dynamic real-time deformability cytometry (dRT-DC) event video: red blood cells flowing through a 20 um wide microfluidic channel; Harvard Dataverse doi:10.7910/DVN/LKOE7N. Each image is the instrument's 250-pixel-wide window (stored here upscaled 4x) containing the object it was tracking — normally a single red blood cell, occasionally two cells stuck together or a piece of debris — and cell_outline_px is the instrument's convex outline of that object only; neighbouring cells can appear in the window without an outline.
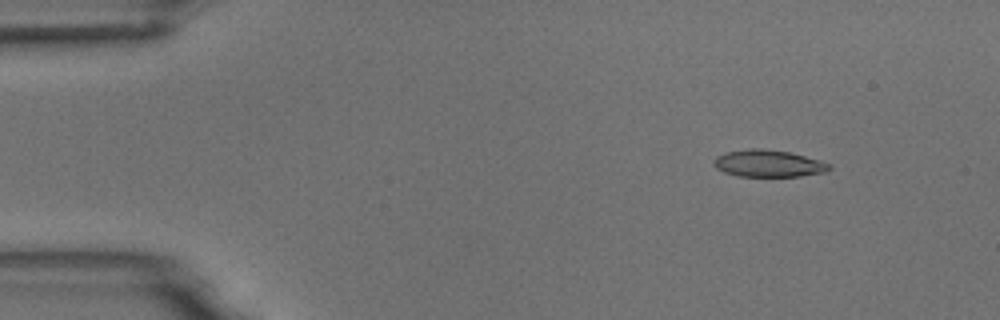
{"species": "common noctule bat (a hibernating species)", "species_latin": "Nyctalus noctula", "temperature_condition": "room temperature", "stored_images_in_passage": 6, "camera_frame_rate_fps": 3000, "um_per_image_px": 0.085, "animal": {"sex": "male", "body_mass_g": 18.8}, "frame": {"image": 1, "passage_image": 2, "time_ms": 1.0, "image_size_px": [1000, 320], "cell_outline_px": [[832, 168], [824, 172], [800, 176], [736, 176], [724, 172], [716, 168], [712, 164], [712, 160], [716, 156], [724, 152], [748, 148], [760, 148], [788, 152], [820, 160], [832, 164]], "centroid_in_image_um": [65.27, 13.89], "position_along_channel_um": 19.7, "area_um2": 18.32}}
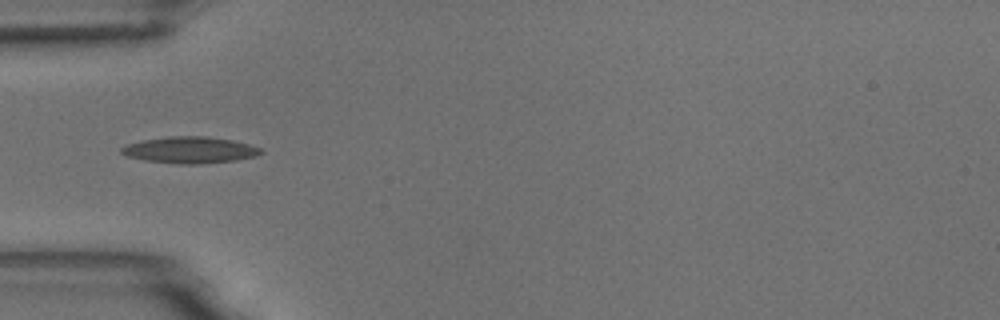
{"frame": {"image": 2, "passage_image": 5, "time_ms": 4.667, "image_size_px": [1000, 320], "cell_outline_px": [[264, 152], [256, 156], [236, 160], [200, 164], [180, 164], [144, 160], [128, 156], [120, 152], [120, 148], [128, 144], [144, 140], [172, 136], [208, 136], [232, 140], [248, 144], [260, 148]], "centroid_in_image_um": [16.16, 12.75], "position_along_channel_um": 68.8, "area_um2": 21.39}}